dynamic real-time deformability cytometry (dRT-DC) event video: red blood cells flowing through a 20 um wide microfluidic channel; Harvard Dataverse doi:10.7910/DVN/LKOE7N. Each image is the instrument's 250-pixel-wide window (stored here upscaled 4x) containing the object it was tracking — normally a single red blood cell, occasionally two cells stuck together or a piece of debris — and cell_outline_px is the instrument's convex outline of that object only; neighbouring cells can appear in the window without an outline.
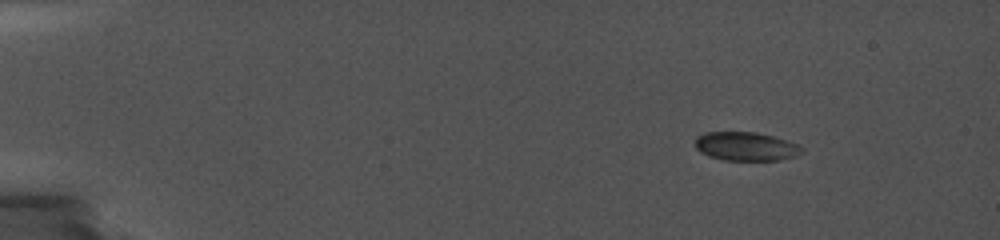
{"species": "common noctule bat (a hibernating species)", "species_latin": "Nyctalus noctula", "temperature_condition": "cold", "stored_images_in_passage": 56, "camera_frame_rate_fps": 5000, "um_per_image_px": 0.085, "animal": {"sex": "female", "body_mass_g": 19.0, "forearm_length_mm": 56.7}, "frame": {"image": 1, "passage_image": 1, "time_ms": 0.0, "image_size_px": [1000, 240], "cell_outline_px": [[804, 152], [796, 156], [780, 160], [724, 160], [708, 156], [700, 152], [696, 148], [696, 136], [704, 132], [756, 132], [772, 136], [796, 144], [804, 148]], "centroid_in_image_um": [63.39, 12.45], "position_along_channel_um": 21.6, "area_um2": 17.86}}
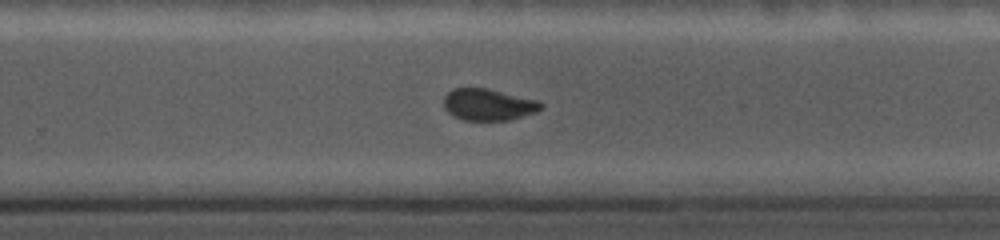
{"frame": {"image": 2, "passage_image": 51, "time_ms": 10.4, "image_size_px": [1000, 240], "cell_outline_px": [[544, 104], [536, 112], [508, 120], [464, 120], [452, 116], [444, 108], [444, 96], [452, 88], [488, 88], [540, 100]], "centroid_in_image_um": [41.5, 8.88], "position_along_channel_um": 288.3, "area_um2": 18.09}}
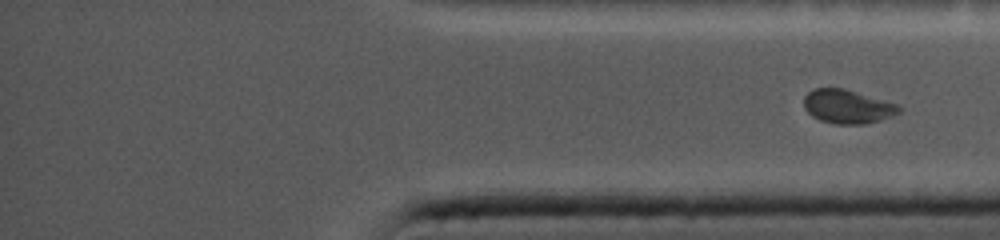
{"frame": {"image": 3, "passage_image": 56, "time_ms": 12.4, "image_size_px": [1000, 240], "cell_outline_px": [[900, 112], [892, 116], [880, 120], [864, 124], [836, 124], [820, 120], [812, 116], [804, 108], [804, 96], [812, 88], [844, 88], [896, 104], [900, 108]], "centroid_in_image_um": [72.0, 9.06], "position_along_channel_um": 363.2, "area_um2": 18.61}}